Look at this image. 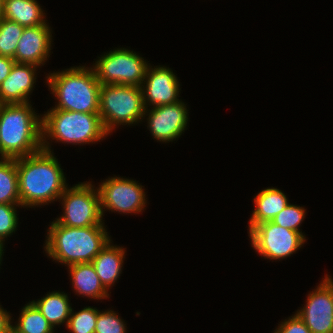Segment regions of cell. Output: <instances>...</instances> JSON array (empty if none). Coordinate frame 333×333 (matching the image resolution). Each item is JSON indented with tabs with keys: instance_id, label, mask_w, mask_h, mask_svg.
Returning a JSON list of instances; mask_svg holds the SVG:
<instances>
[{
	"instance_id": "10",
	"label": "cell",
	"mask_w": 333,
	"mask_h": 333,
	"mask_svg": "<svg viewBox=\"0 0 333 333\" xmlns=\"http://www.w3.org/2000/svg\"><path fill=\"white\" fill-rule=\"evenodd\" d=\"M142 187L131 179L120 177L106 179L98 188L102 215L107 209L124 214L141 212L146 204Z\"/></svg>"
},
{
	"instance_id": "1",
	"label": "cell",
	"mask_w": 333,
	"mask_h": 333,
	"mask_svg": "<svg viewBox=\"0 0 333 333\" xmlns=\"http://www.w3.org/2000/svg\"><path fill=\"white\" fill-rule=\"evenodd\" d=\"M19 197L22 207L57 201L67 188L60 164L50 151L16 158Z\"/></svg>"
},
{
	"instance_id": "32",
	"label": "cell",
	"mask_w": 333,
	"mask_h": 333,
	"mask_svg": "<svg viewBox=\"0 0 333 333\" xmlns=\"http://www.w3.org/2000/svg\"><path fill=\"white\" fill-rule=\"evenodd\" d=\"M3 18V0H0V20Z\"/></svg>"
},
{
	"instance_id": "23",
	"label": "cell",
	"mask_w": 333,
	"mask_h": 333,
	"mask_svg": "<svg viewBox=\"0 0 333 333\" xmlns=\"http://www.w3.org/2000/svg\"><path fill=\"white\" fill-rule=\"evenodd\" d=\"M24 28L9 19L2 18L0 20V56L14 58Z\"/></svg>"
},
{
	"instance_id": "8",
	"label": "cell",
	"mask_w": 333,
	"mask_h": 333,
	"mask_svg": "<svg viewBox=\"0 0 333 333\" xmlns=\"http://www.w3.org/2000/svg\"><path fill=\"white\" fill-rule=\"evenodd\" d=\"M117 48L99 57L92 68L101 85L122 84L141 87L148 67L136 52Z\"/></svg>"
},
{
	"instance_id": "4",
	"label": "cell",
	"mask_w": 333,
	"mask_h": 333,
	"mask_svg": "<svg viewBox=\"0 0 333 333\" xmlns=\"http://www.w3.org/2000/svg\"><path fill=\"white\" fill-rule=\"evenodd\" d=\"M50 90L58 104L51 109L99 113L100 87L92 68L71 67L47 76Z\"/></svg>"
},
{
	"instance_id": "28",
	"label": "cell",
	"mask_w": 333,
	"mask_h": 333,
	"mask_svg": "<svg viewBox=\"0 0 333 333\" xmlns=\"http://www.w3.org/2000/svg\"><path fill=\"white\" fill-rule=\"evenodd\" d=\"M274 333H311L304 321L295 313L291 318L282 322Z\"/></svg>"
},
{
	"instance_id": "9",
	"label": "cell",
	"mask_w": 333,
	"mask_h": 333,
	"mask_svg": "<svg viewBox=\"0 0 333 333\" xmlns=\"http://www.w3.org/2000/svg\"><path fill=\"white\" fill-rule=\"evenodd\" d=\"M252 247L261 256L277 260L291 256L306 241L305 236L272 221L257 224L249 231Z\"/></svg>"
},
{
	"instance_id": "20",
	"label": "cell",
	"mask_w": 333,
	"mask_h": 333,
	"mask_svg": "<svg viewBox=\"0 0 333 333\" xmlns=\"http://www.w3.org/2000/svg\"><path fill=\"white\" fill-rule=\"evenodd\" d=\"M32 303L39 309L49 324L53 327L69 321L71 306L67 294L53 291L38 301Z\"/></svg>"
},
{
	"instance_id": "19",
	"label": "cell",
	"mask_w": 333,
	"mask_h": 333,
	"mask_svg": "<svg viewBox=\"0 0 333 333\" xmlns=\"http://www.w3.org/2000/svg\"><path fill=\"white\" fill-rule=\"evenodd\" d=\"M42 10L36 0H3V18L23 27L46 24Z\"/></svg>"
},
{
	"instance_id": "31",
	"label": "cell",
	"mask_w": 333,
	"mask_h": 333,
	"mask_svg": "<svg viewBox=\"0 0 333 333\" xmlns=\"http://www.w3.org/2000/svg\"><path fill=\"white\" fill-rule=\"evenodd\" d=\"M3 246H4V245H3V241H0V264H1V262H2V261H1V260H2V254L4 253V252H3V248H4Z\"/></svg>"
},
{
	"instance_id": "3",
	"label": "cell",
	"mask_w": 333,
	"mask_h": 333,
	"mask_svg": "<svg viewBox=\"0 0 333 333\" xmlns=\"http://www.w3.org/2000/svg\"><path fill=\"white\" fill-rule=\"evenodd\" d=\"M105 226L67 227L54 221L49 227L45 251L53 261L67 266L92 262L110 240Z\"/></svg>"
},
{
	"instance_id": "16",
	"label": "cell",
	"mask_w": 333,
	"mask_h": 333,
	"mask_svg": "<svg viewBox=\"0 0 333 333\" xmlns=\"http://www.w3.org/2000/svg\"><path fill=\"white\" fill-rule=\"evenodd\" d=\"M106 246L94 257L92 265L99 276L101 284L109 290L121 274L125 249L110 244Z\"/></svg>"
},
{
	"instance_id": "14",
	"label": "cell",
	"mask_w": 333,
	"mask_h": 333,
	"mask_svg": "<svg viewBox=\"0 0 333 333\" xmlns=\"http://www.w3.org/2000/svg\"><path fill=\"white\" fill-rule=\"evenodd\" d=\"M51 41L52 35L48 24L25 27L13 59L16 63L40 66L50 56Z\"/></svg>"
},
{
	"instance_id": "22",
	"label": "cell",
	"mask_w": 333,
	"mask_h": 333,
	"mask_svg": "<svg viewBox=\"0 0 333 333\" xmlns=\"http://www.w3.org/2000/svg\"><path fill=\"white\" fill-rule=\"evenodd\" d=\"M17 325L12 328L17 333H53V327L32 303L26 304L20 313Z\"/></svg>"
},
{
	"instance_id": "30",
	"label": "cell",
	"mask_w": 333,
	"mask_h": 333,
	"mask_svg": "<svg viewBox=\"0 0 333 333\" xmlns=\"http://www.w3.org/2000/svg\"><path fill=\"white\" fill-rule=\"evenodd\" d=\"M0 305V333H9L13 325H11V316Z\"/></svg>"
},
{
	"instance_id": "27",
	"label": "cell",
	"mask_w": 333,
	"mask_h": 333,
	"mask_svg": "<svg viewBox=\"0 0 333 333\" xmlns=\"http://www.w3.org/2000/svg\"><path fill=\"white\" fill-rule=\"evenodd\" d=\"M16 206L21 204H0V241L16 231L18 225Z\"/></svg>"
},
{
	"instance_id": "15",
	"label": "cell",
	"mask_w": 333,
	"mask_h": 333,
	"mask_svg": "<svg viewBox=\"0 0 333 333\" xmlns=\"http://www.w3.org/2000/svg\"><path fill=\"white\" fill-rule=\"evenodd\" d=\"M34 64L15 63L9 76L0 84V104L27 103L36 82Z\"/></svg>"
},
{
	"instance_id": "11",
	"label": "cell",
	"mask_w": 333,
	"mask_h": 333,
	"mask_svg": "<svg viewBox=\"0 0 333 333\" xmlns=\"http://www.w3.org/2000/svg\"><path fill=\"white\" fill-rule=\"evenodd\" d=\"M296 313L311 333H333V281L326 275Z\"/></svg>"
},
{
	"instance_id": "5",
	"label": "cell",
	"mask_w": 333,
	"mask_h": 333,
	"mask_svg": "<svg viewBox=\"0 0 333 333\" xmlns=\"http://www.w3.org/2000/svg\"><path fill=\"white\" fill-rule=\"evenodd\" d=\"M41 118L42 149L50 152V143L46 141L49 136L56 141L83 145L98 142L109 134L99 113L51 109Z\"/></svg>"
},
{
	"instance_id": "6",
	"label": "cell",
	"mask_w": 333,
	"mask_h": 333,
	"mask_svg": "<svg viewBox=\"0 0 333 333\" xmlns=\"http://www.w3.org/2000/svg\"><path fill=\"white\" fill-rule=\"evenodd\" d=\"M145 112L141 87L122 84L101 85L99 115L110 133L116 125L142 121Z\"/></svg>"
},
{
	"instance_id": "29",
	"label": "cell",
	"mask_w": 333,
	"mask_h": 333,
	"mask_svg": "<svg viewBox=\"0 0 333 333\" xmlns=\"http://www.w3.org/2000/svg\"><path fill=\"white\" fill-rule=\"evenodd\" d=\"M15 63L13 58L0 56V84L9 76Z\"/></svg>"
},
{
	"instance_id": "7",
	"label": "cell",
	"mask_w": 333,
	"mask_h": 333,
	"mask_svg": "<svg viewBox=\"0 0 333 333\" xmlns=\"http://www.w3.org/2000/svg\"><path fill=\"white\" fill-rule=\"evenodd\" d=\"M59 199L64 206L62 216L56 219L59 224L77 228L104 226L99 192L90 182L66 188Z\"/></svg>"
},
{
	"instance_id": "2",
	"label": "cell",
	"mask_w": 333,
	"mask_h": 333,
	"mask_svg": "<svg viewBox=\"0 0 333 333\" xmlns=\"http://www.w3.org/2000/svg\"><path fill=\"white\" fill-rule=\"evenodd\" d=\"M30 105L0 104L1 158L24 157L42 149V118Z\"/></svg>"
},
{
	"instance_id": "18",
	"label": "cell",
	"mask_w": 333,
	"mask_h": 333,
	"mask_svg": "<svg viewBox=\"0 0 333 333\" xmlns=\"http://www.w3.org/2000/svg\"><path fill=\"white\" fill-rule=\"evenodd\" d=\"M255 210L249 221V231L259 223L271 221L289 203L286 195L277 188H266L254 198Z\"/></svg>"
},
{
	"instance_id": "26",
	"label": "cell",
	"mask_w": 333,
	"mask_h": 333,
	"mask_svg": "<svg viewBox=\"0 0 333 333\" xmlns=\"http://www.w3.org/2000/svg\"><path fill=\"white\" fill-rule=\"evenodd\" d=\"M125 325L114 311H99L94 333H125Z\"/></svg>"
},
{
	"instance_id": "24",
	"label": "cell",
	"mask_w": 333,
	"mask_h": 333,
	"mask_svg": "<svg viewBox=\"0 0 333 333\" xmlns=\"http://www.w3.org/2000/svg\"><path fill=\"white\" fill-rule=\"evenodd\" d=\"M71 309L67 328L72 333H94L98 310L93 307H85L79 312H73Z\"/></svg>"
},
{
	"instance_id": "12",
	"label": "cell",
	"mask_w": 333,
	"mask_h": 333,
	"mask_svg": "<svg viewBox=\"0 0 333 333\" xmlns=\"http://www.w3.org/2000/svg\"><path fill=\"white\" fill-rule=\"evenodd\" d=\"M148 111V112H147ZM147 123L154 139L162 142L176 140L185 131L188 121V110L184 102L145 109Z\"/></svg>"
},
{
	"instance_id": "17",
	"label": "cell",
	"mask_w": 333,
	"mask_h": 333,
	"mask_svg": "<svg viewBox=\"0 0 333 333\" xmlns=\"http://www.w3.org/2000/svg\"><path fill=\"white\" fill-rule=\"evenodd\" d=\"M72 286L76 293L91 299H104L109 296L108 290L101 284L94 266L91 262L73 264L68 266Z\"/></svg>"
},
{
	"instance_id": "25",
	"label": "cell",
	"mask_w": 333,
	"mask_h": 333,
	"mask_svg": "<svg viewBox=\"0 0 333 333\" xmlns=\"http://www.w3.org/2000/svg\"><path fill=\"white\" fill-rule=\"evenodd\" d=\"M305 209L300 206H296L288 203L287 206L281 210L271 221L275 224L297 231L303 235L299 226L305 218Z\"/></svg>"
},
{
	"instance_id": "13",
	"label": "cell",
	"mask_w": 333,
	"mask_h": 333,
	"mask_svg": "<svg viewBox=\"0 0 333 333\" xmlns=\"http://www.w3.org/2000/svg\"><path fill=\"white\" fill-rule=\"evenodd\" d=\"M150 67H147L141 85L145 109H148V105L151 106V104L157 107L181 101L177 98L180 90L179 81L172 70L164 66Z\"/></svg>"
},
{
	"instance_id": "21",
	"label": "cell",
	"mask_w": 333,
	"mask_h": 333,
	"mask_svg": "<svg viewBox=\"0 0 333 333\" xmlns=\"http://www.w3.org/2000/svg\"><path fill=\"white\" fill-rule=\"evenodd\" d=\"M0 204H21L16 158H0Z\"/></svg>"
},
{
	"instance_id": "33",
	"label": "cell",
	"mask_w": 333,
	"mask_h": 333,
	"mask_svg": "<svg viewBox=\"0 0 333 333\" xmlns=\"http://www.w3.org/2000/svg\"><path fill=\"white\" fill-rule=\"evenodd\" d=\"M9 333H17V332L13 328H11Z\"/></svg>"
}]
</instances>
